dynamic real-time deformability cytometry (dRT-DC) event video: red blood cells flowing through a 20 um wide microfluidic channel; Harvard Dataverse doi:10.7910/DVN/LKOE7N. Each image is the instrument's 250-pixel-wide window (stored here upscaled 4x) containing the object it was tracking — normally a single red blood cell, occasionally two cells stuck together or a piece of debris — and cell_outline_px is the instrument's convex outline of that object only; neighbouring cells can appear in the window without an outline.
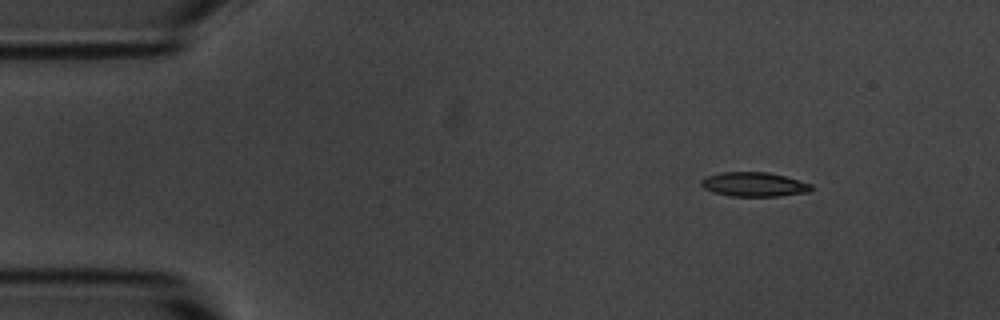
{"species": "common noctule bat (a hibernating species)", "species_latin": "Nyctalus noctula", "temperature_condition": "room temperature", "stored_images_in_passage": 4, "camera_frame_rate_fps": 3000, "um_per_image_px": 0.085, "animal": {"sex": "male", "body_mass_g": 20.1, "forearm_length_mm": 53.5}, "frame": {"image": 1, "passage_image": 1, "time_ms": 0.0, "image_size_px": [1000, 320], "cell_outline_px": [[812, 188], [808, 192], [780, 196], [728, 196], [712, 192], [704, 188], [700, 184], [700, 180], [708, 176], [724, 172], [768, 172], [784, 176], [812, 184]], "centroid_in_image_um": [64.07, 15.68], "position_along_channel_um": 20.9, "area_um2": 15.55}}